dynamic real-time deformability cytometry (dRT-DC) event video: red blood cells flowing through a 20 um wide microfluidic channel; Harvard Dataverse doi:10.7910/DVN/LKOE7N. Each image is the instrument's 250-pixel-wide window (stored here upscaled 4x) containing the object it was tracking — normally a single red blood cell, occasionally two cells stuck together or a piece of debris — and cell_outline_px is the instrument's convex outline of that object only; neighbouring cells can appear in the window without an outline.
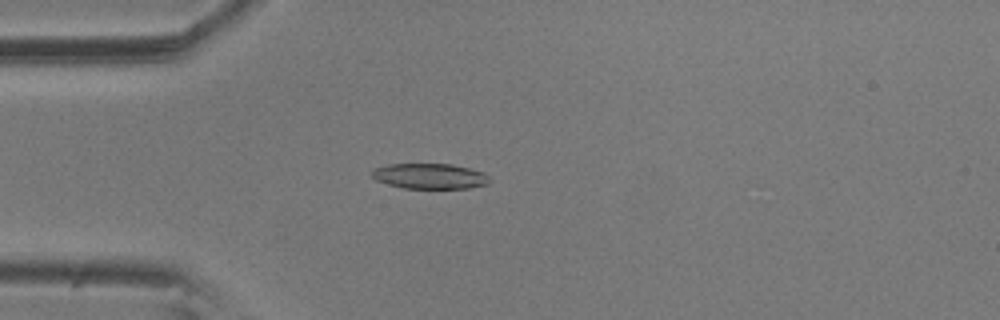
{"species": "common noctule bat (a hibernating species)", "species_latin": "Nyctalus noctula", "temperature_condition": "room temperature", "stored_images_in_passage": 56, "camera_frame_rate_fps": 3000, "um_per_image_px": 0.085, "animal": {"sex": "male", "body_mass_g": 20.5, "forearm_length_mm": 52.5}, "frame": {"image": 1, "passage_image": 15, "time_ms": 4.667, "image_size_px": [1000, 320], "cell_outline_px": [[492, 180], [488, 184], [468, 188], [404, 188], [388, 184], [376, 180], [372, 176], [372, 168], [388, 164], [452, 164], [484, 172]], "centroid_in_image_um": [36.54, 14.97], "position_along_channel_um": 48.5, "area_um2": 17.46}}
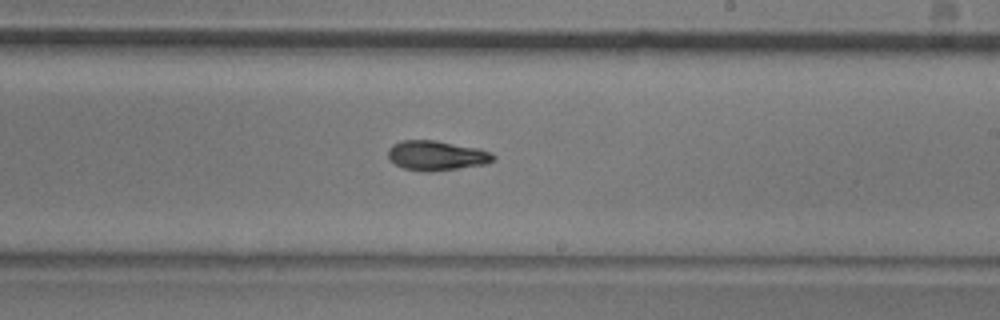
{"frame": {"image": 2, "passage_image": 33, "time_ms": 10.667, "image_size_px": [1000, 320], "cell_outline_px": [[496, 160], [484, 164], [460, 168], [428, 172], [424, 172], [404, 168], [388, 160], [388, 148], [392, 144], [404, 140], [436, 140], [480, 148], [492, 152], [496, 156]], "centroid_in_image_um": [37.12, 13.21], "position_along_channel_um": 251.9, "area_um2": 18.5}}
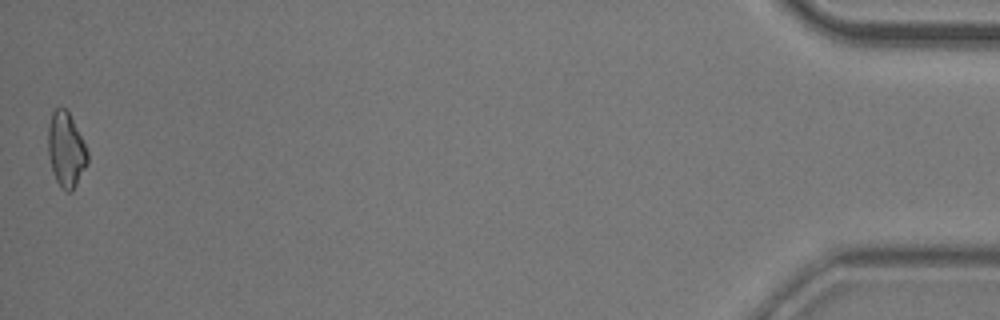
{"frame": {"image": 3, "passage_image": 56, "time_ms": 18.333, "image_size_px": [1000, 320], "cell_outline_px": [[88, 164], [72, 192], [68, 192], [60, 188], [52, 172], [48, 156], [48, 124], [52, 112], [56, 108], [64, 108], [68, 112], [88, 152]], "centroid_in_image_um": [5.59, 12.78], "position_along_channel_um": 429.6, "area_um2": 17.17}, "authors_computed_cell_mechanics": {"area_um2": 17.629, "velocity_mm_per_s": 3.5676, "shape_relaxation_time_tau1_ms": 7.2831, "shape_relaxation_time_tau2_ms": 5.6817, "deformation_change_tau1": 0.1935, "deformation_change_tau2": 0.1193}}